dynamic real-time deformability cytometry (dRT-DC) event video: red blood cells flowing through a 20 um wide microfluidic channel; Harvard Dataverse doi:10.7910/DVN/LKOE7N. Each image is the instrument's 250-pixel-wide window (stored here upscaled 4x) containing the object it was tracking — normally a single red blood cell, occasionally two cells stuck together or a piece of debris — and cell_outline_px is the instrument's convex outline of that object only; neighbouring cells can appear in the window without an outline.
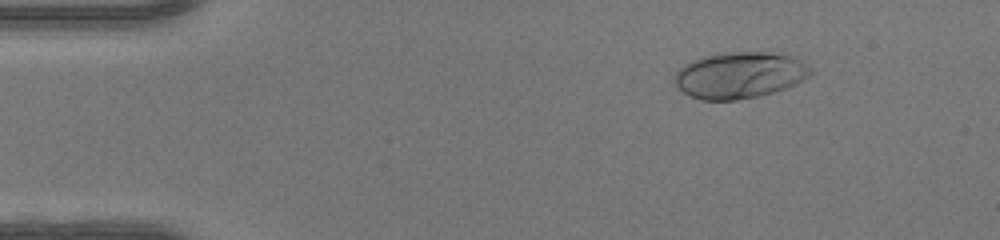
{"species": "human", "species_latin": "Homo sapiens", "temperature_condition": "warm", "stored_images_in_passage": 50, "camera_frame_rate_fps": 3000, "um_per_image_px": 0.085, "donor": {"sex": "female"}, "frame": {"image": 1, "passage_image": 7, "time_ms": 2.0, "image_size_px": [1000, 240], "cell_outline_px": [[812, 72], [808, 76], [796, 84], [760, 96], [736, 100], [700, 100], [688, 96], [676, 88], [672, 80], [672, 76], [684, 64], [692, 60], [704, 56], [724, 52], [772, 52], [788, 56], [800, 60], [812, 68]], "centroid_in_image_um": [62.8, 6.4], "position_along_channel_um": 22.2, "area_um2": 37.05}}
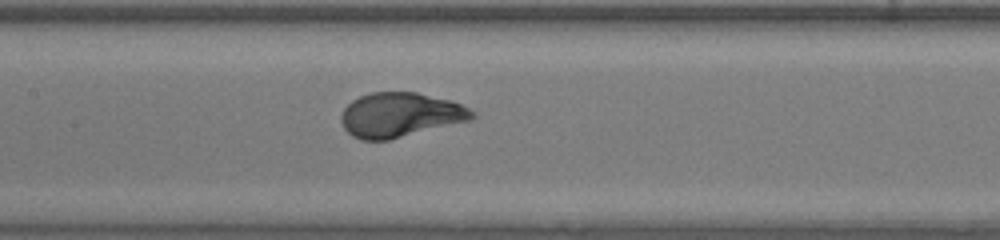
{"frame": {"image": 2, "passage_image": 24, "time_ms": 7.667, "image_size_px": [1000, 240], "cell_outline_px": [[476, 116], [468, 120], [388, 140], [360, 140], [352, 136], [344, 128], [340, 120], [340, 116], [344, 108], [352, 100], [360, 96], [372, 92], [416, 92], [448, 100], [460, 104], [476, 112]], "centroid_in_image_um": [33.96, 9.76], "position_along_channel_um": 173.4, "area_um2": 33.64}}
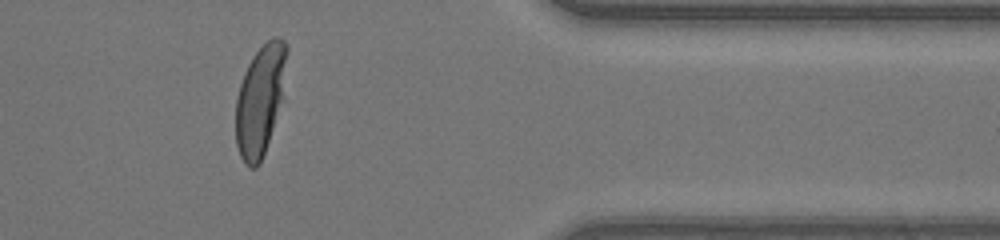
{"frame": {"image": 3, "passage_image": 41, "time_ms": 13.333, "image_size_px": [1000, 240], "cell_outline_px": [[288, 52], [280, 100], [272, 128], [260, 164], [256, 168], [248, 168], [244, 164], [240, 156], [236, 144], [236, 96], [244, 72], [252, 56], [272, 36], [276, 36], [284, 40], [288, 44]], "centroid_in_image_um": [22.08, 8.49], "position_along_channel_um": 389.3, "area_um2": 32.25}, "authors_computed_cell_mechanics": {"area_um2": 34.3621, "velocity_mm_per_s": 4.1912, "shape_relaxation_time_tau1_ms": 2.5175, "shape_relaxation_time_tau2_ms": null, "deformation_change_tau1": 0.2118, "deformation_change_tau2": null}}